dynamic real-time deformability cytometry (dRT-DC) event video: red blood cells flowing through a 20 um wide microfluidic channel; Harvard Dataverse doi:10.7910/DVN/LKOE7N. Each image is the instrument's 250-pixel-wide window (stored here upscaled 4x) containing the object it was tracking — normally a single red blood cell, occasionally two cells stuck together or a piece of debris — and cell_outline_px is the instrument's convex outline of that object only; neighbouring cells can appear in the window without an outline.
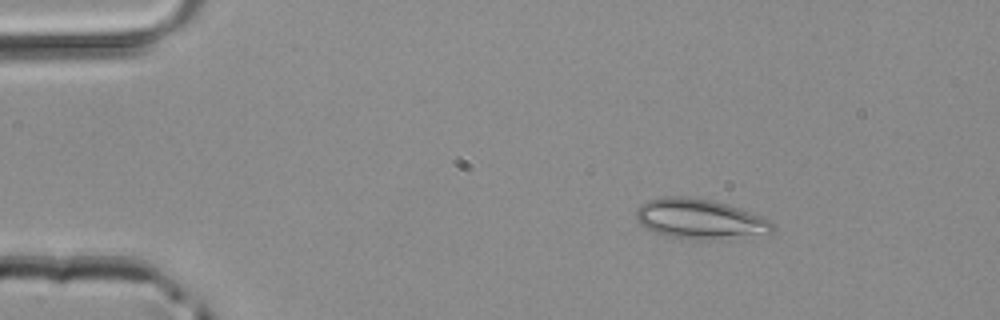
{"species": "common noctule bat (a hibernating species)", "species_latin": "Nyctalus noctula", "temperature_condition": "room temperature", "stored_images_in_passage": 3, "camera_frame_rate_fps": 3000, "um_per_image_px": 0.085, "animal": {"sex": "male", "body_mass_g": 20.4}, "frame": {"image": 1, "passage_image": 1, "time_ms": 0.0, "image_size_px": [1000, 320], "cell_outline_px": [[772, 232], [712, 240], [696, 240], [668, 236], [656, 232], [640, 224], [636, 220], [636, 208], [640, 204], [648, 200], [664, 196], [684, 196], [712, 200], [772, 220]], "centroid_in_image_um": [59.41, 18.61], "position_along_channel_um": 25.6, "area_um2": 31.33}}